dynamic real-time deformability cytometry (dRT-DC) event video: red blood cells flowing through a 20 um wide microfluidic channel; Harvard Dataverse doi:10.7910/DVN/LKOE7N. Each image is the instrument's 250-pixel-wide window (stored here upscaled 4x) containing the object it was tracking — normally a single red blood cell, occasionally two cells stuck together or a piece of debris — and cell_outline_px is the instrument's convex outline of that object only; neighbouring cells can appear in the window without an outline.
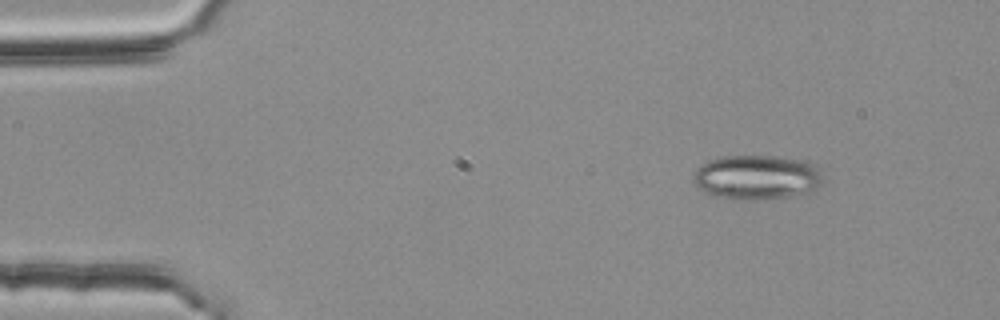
{"species": "common noctule bat (a hibernating species)", "species_latin": "Nyctalus noctula", "temperature_condition": "room temperature", "stored_images_in_passage": 48, "camera_frame_rate_fps": 3000, "um_per_image_px": 0.085, "animal": {"sex": "female", "body_mass_g": 25.1}, "frame": {"image": 1, "passage_image": 1, "time_ms": 0.0, "image_size_px": [1000, 320], "cell_outline_px": [[824, 184], [808, 192], [792, 196], [764, 200], [732, 200], [712, 196], [704, 192], [692, 180], [692, 176], [696, 168], [708, 160], [724, 156], [776, 156], [808, 160], [816, 164], [820, 172]], "centroid_in_image_um": [64.34, 15.08], "position_along_channel_um": 20.7, "area_um2": 34.45}}
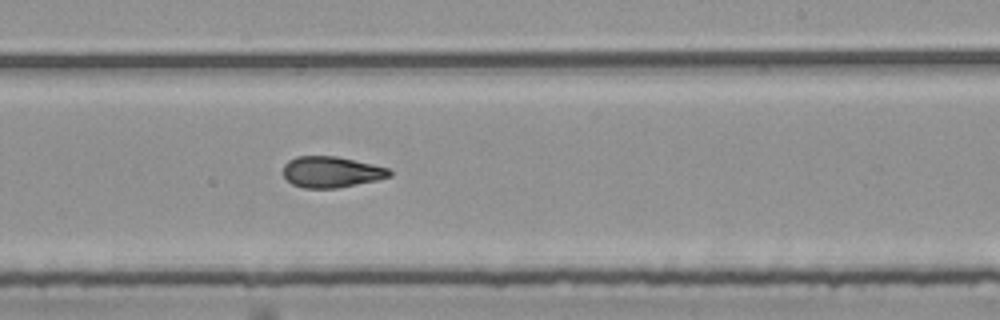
{"frame": {"image": 2, "passage_image": 27, "time_ms": 8.667, "image_size_px": [1000, 320], "cell_outline_px": [[392, 176], [376, 180], [336, 188], [304, 188], [292, 184], [284, 176], [284, 164], [288, 160], [296, 156], [336, 156], [372, 164], [388, 168], [392, 172]], "centroid_in_image_um": [28.15, 14.61], "position_along_channel_um": 260.8, "area_um2": 19.13}}
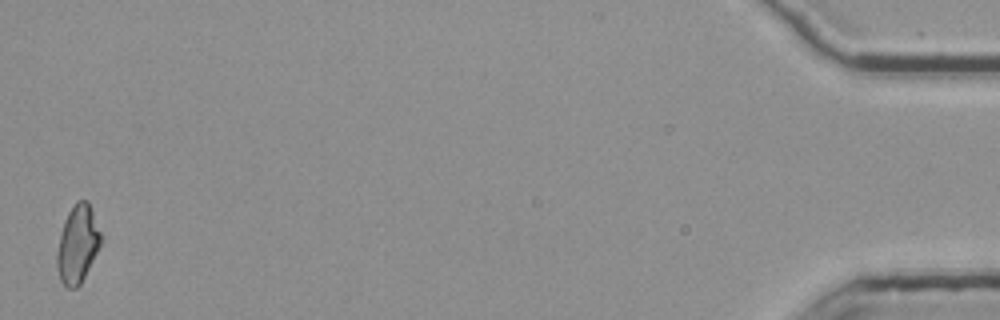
{"frame": {"image": 3, "passage_image": 48, "time_ms": 15.667, "image_size_px": [1000, 320], "cell_outline_px": [[100, 244], [80, 284], [76, 288], [68, 288], [60, 280], [56, 264], [56, 252], [64, 220], [68, 212], [76, 200], [88, 200], [100, 232]], "centroid_in_image_um": [6.56, 20.73], "position_along_channel_um": 428.6, "area_um2": 19.48}, "authors_computed_cell_mechanics": {"area_um2": 19.7098, "velocity_mm_per_s": 3.7831, "shape_relaxation_time_tau1_ms": 6.8118, "shape_relaxation_time_tau2_ms": 2.1583, "deformation_change_tau1": 0.1793, "deformation_change_tau2": 0.0895}}